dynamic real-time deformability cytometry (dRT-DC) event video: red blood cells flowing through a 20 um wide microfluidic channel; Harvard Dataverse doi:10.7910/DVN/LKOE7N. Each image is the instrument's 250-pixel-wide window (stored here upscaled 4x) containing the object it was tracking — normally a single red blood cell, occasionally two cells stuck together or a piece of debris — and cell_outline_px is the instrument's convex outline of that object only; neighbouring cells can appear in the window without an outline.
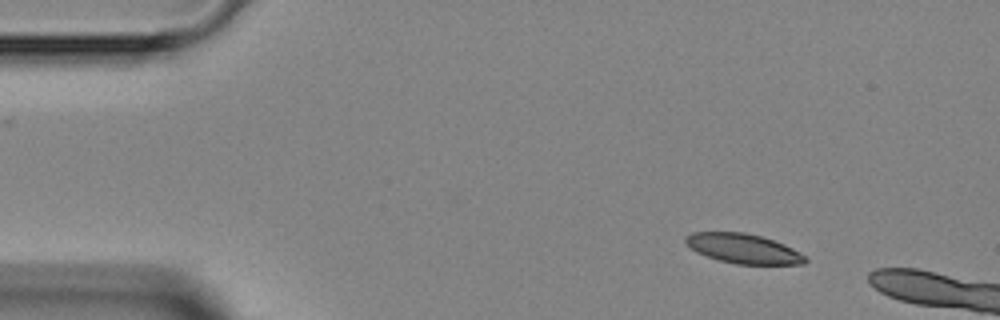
{"species": "Egyptian fruit bat (a non-hibernating species)", "species_latin": "Rousettus aegyptiacus", "temperature_condition": "room temperature", "stored_images_in_passage": 3, "camera_frame_rate_fps": 3000, "um_per_image_px": 0.085, "animal": {"sex": "female"}, "frame": {"image": 1, "passage_image": 1, "time_ms": 0.0, "image_size_px": [1000, 320], "cell_outline_px": [[808, 260], [804, 264], [736, 264], [720, 260], [696, 252], [684, 240], [684, 236], [692, 232], [744, 232], [760, 236], [784, 244], [792, 248], [804, 256]], "centroid_in_image_um": [63.16, 21.12], "position_along_channel_um": 21.8, "area_um2": 20.4}}